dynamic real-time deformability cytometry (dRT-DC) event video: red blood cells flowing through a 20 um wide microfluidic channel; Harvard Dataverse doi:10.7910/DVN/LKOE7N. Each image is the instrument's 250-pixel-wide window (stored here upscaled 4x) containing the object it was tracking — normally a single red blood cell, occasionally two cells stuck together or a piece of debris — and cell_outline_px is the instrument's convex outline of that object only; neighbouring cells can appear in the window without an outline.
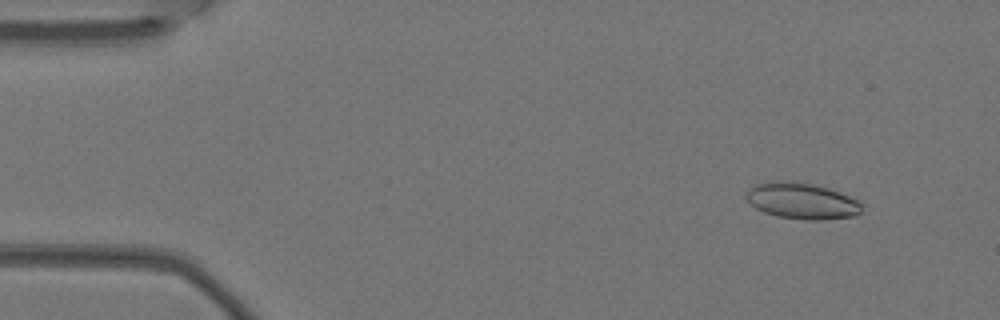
{"species": "Egyptian fruit bat (a non-hibernating species)", "species_latin": "Rousettus aegyptiacus", "temperature_condition": "warm", "stored_images_in_passage": 5, "camera_frame_rate_fps": 3000, "um_per_image_px": 0.085, "animal": {"sex": "female"}, "frame": {"image": 1, "passage_image": 2, "time_ms": 0.333, "image_size_px": [1000, 320], "cell_outline_px": [[864, 204], [860, 212], [856, 216], [820, 220], [804, 220], [776, 216], [764, 212], [756, 208], [748, 200], [748, 192], [756, 184], [812, 184], [828, 188], [840, 192], [860, 200]], "centroid_in_image_um": [68.3, 17.15], "position_along_channel_um": 16.7, "area_um2": 23.47}}